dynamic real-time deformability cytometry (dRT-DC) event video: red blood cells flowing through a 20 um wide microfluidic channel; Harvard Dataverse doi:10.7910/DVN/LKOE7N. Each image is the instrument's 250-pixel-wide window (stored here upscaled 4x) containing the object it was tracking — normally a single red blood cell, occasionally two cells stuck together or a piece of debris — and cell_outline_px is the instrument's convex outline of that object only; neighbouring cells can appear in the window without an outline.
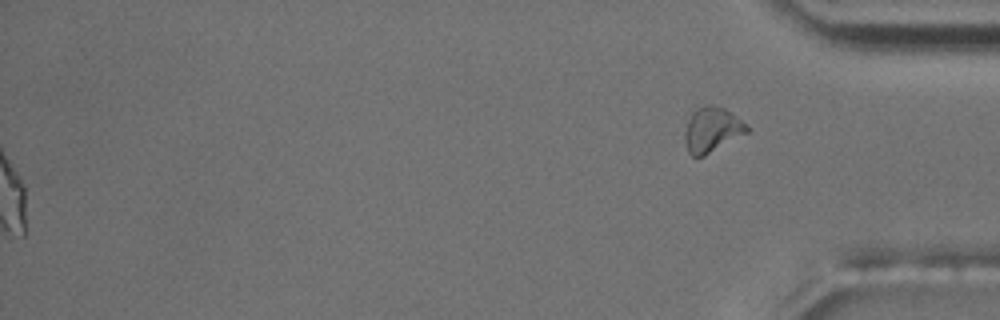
{"species": "common noctule bat (a hibernating species)", "species_latin": "Nyctalus noctula", "temperature_condition": "room temperature", "stored_images_in_passage": 57, "segment_of_instrument_passage": [2, 2], "camera_frame_rate_fps": 3000, "um_per_image_px": 0.085, "animal": {"sex": "male", "body_mass_g": 17.5, "forearm_length_mm": 52.3}, "frame": {"image": 1, "passage_image": 57, "time_ms": 18.667, "image_size_px": [1000, 320], "cell_outline_px": [[748, 132], [704, 156], [692, 156], [688, 152], [684, 140], [684, 132], [688, 120], [692, 112], [696, 108], [708, 104], [712, 104], [724, 108], [740, 120], [748, 128]], "centroid_in_image_um": [60.47, 11.02], "position_along_channel_um": 374.7, "area_um2": 16.07}}